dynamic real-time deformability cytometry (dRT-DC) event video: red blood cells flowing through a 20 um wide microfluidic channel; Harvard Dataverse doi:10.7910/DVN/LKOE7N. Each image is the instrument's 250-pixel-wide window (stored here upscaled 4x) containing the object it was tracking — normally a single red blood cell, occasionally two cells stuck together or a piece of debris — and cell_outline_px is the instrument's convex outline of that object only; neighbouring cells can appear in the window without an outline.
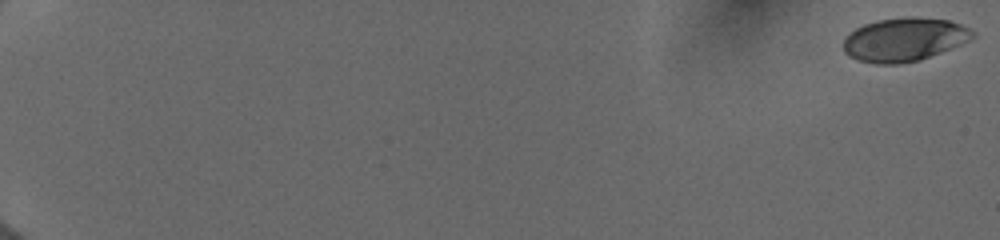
{"species": "human", "species_latin": "Homo sapiens", "temperature_condition": "cold", "stored_images_in_passage": 17, "camera_frame_rate_fps": 3000, "um_per_image_px": 0.085, "donor": {"sex": "female"}, "frame": {"image": 1, "passage_image": 1, "time_ms": 0.0, "image_size_px": [1000, 240], "cell_outline_px": [[976, 36], [968, 40], [940, 52], [920, 60], [896, 64], [876, 64], [856, 60], [848, 56], [844, 52], [844, 40], [856, 28], [864, 24], [876, 20], [908, 16], [912, 16], [948, 20], [960, 24], [976, 32]], "centroid_in_image_um": [76.84, 3.36], "position_along_channel_um": 8.2, "area_um2": 32.66}}
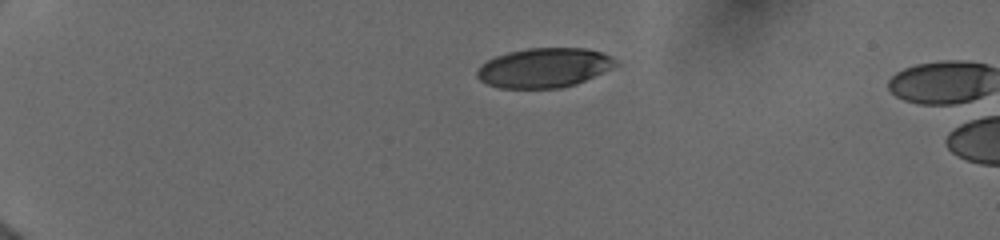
{"frame": {"image": 2, "passage_image": 15, "time_ms": 4.667, "image_size_px": [1000, 240], "cell_outline_px": [[620, 64], [576, 84], [560, 88], [500, 88], [488, 84], [480, 80], [476, 76], [476, 72], [480, 64], [496, 56], [508, 52], [528, 48], [588, 48], [612, 56]], "centroid_in_image_um": [46.24, 5.75], "position_along_channel_um": 38.8, "area_um2": 31.96}}